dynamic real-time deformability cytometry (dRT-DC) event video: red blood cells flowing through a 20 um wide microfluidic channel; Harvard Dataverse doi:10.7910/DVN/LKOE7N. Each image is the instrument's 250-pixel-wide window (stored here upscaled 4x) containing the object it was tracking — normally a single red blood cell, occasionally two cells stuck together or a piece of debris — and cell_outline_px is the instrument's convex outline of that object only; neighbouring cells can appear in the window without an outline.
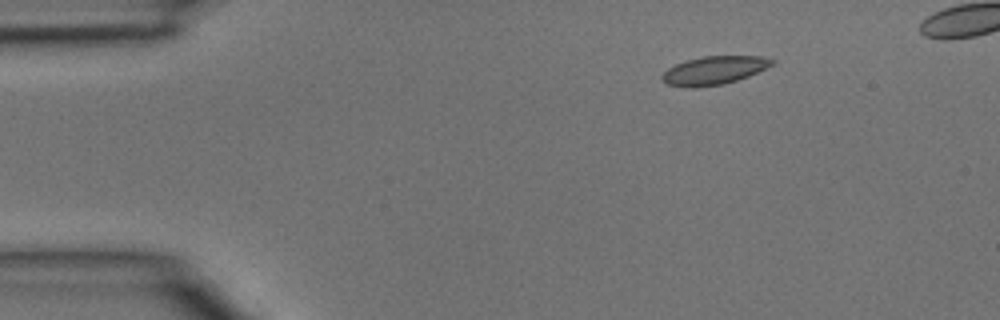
{"species": "common noctule bat (a hibernating species)", "species_latin": "Nyctalus noctula", "temperature_condition": "room temperature", "stored_images_in_passage": 3, "camera_frame_rate_fps": 3000, "um_per_image_px": 0.085, "animal": {"sex": "male", "body_mass_g": 15.6}, "frame": {"image": 1, "passage_image": 1, "time_ms": 0.0, "image_size_px": [1000, 320], "cell_outline_px": [[776, 64], [748, 76], [724, 84], [692, 88], [688, 88], [668, 84], [660, 80], [660, 76], [668, 68], [676, 64], [688, 60], [704, 56], [760, 56], [776, 60]], "centroid_in_image_um": [60.7, 5.99], "position_along_channel_um": 24.3, "area_um2": 18.21}}